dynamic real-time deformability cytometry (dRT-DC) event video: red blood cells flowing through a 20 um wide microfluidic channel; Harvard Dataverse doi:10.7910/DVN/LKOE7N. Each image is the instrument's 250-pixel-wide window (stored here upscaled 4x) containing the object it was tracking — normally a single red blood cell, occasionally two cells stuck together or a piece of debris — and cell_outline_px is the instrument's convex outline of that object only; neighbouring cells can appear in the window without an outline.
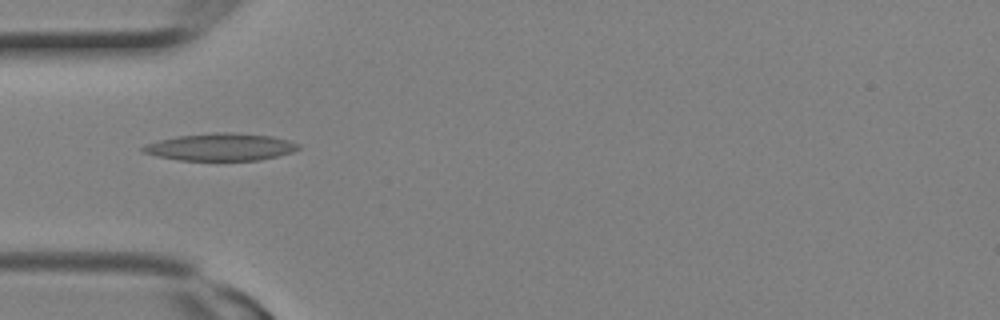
{"species": "Egyptian fruit bat (a non-hibernating species)", "species_latin": "Rousettus aegyptiacus", "temperature_condition": "room temperature", "stored_images_in_passage": 14, "camera_frame_rate_fps": 3000, "um_per_image_px": 0.085, "animal": {"sex": "female"}, "frame": {"image": 1, "passage_image": 8, "time_ms": 2.333, "image_size_px": [1000, 320], "cell_outline_px": [[300, 148], [292, 152], [260, 160], [180, 160], [156, 156], [144, 152], [140, 148], [144, 144], [176, 136], [212, 132], [228, 132], [272, 136], [288, 140], [300, 144]], "centroid_in_image_um": [18.74, 12.49], "position_along_channel_um": 66.3, "area_um2": 24.74}}
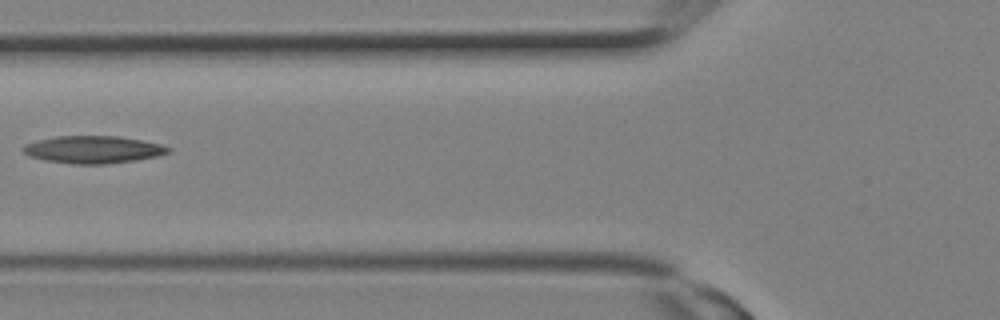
{"frame": {"image": 2, "passage_image": 10, "time_ms": 3.0, "image_size_px": [1000, 320], "cell_outline_px": [[172, 152], [160, 156], [136, 160], [104, 164], [72, 164], [44, 160], [28, 156], [20, 148], [24, 144], [36, 140], [56, 136], [120, 136], [144, 140], [160, 144], [172, 148]], "centroid_in_image_um": [7.93, 12.71], "position_along_channel_um": 117.9, "area_um2": 23.58}}
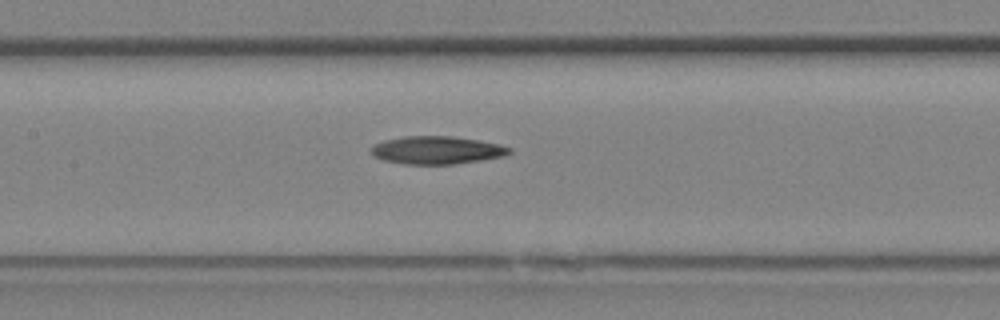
{"frame": {"image": 3, "passage_image": 12, "time_ms": 3.667, "image_size_px": [1000, 320], "cell_outline_px": [[512, 152], [504, 156], [480, 160], [452, 164], [404, 164], [384, 160], [368, 152], [368, 148], [372, 144], [384, 140], [404, 136], [452, 136], [500, 144], [512, 148]], "centroid_in_image_um": [37.08, 12.75], "position_along_channel_um": 170.3, "area_um2": 22.54}}